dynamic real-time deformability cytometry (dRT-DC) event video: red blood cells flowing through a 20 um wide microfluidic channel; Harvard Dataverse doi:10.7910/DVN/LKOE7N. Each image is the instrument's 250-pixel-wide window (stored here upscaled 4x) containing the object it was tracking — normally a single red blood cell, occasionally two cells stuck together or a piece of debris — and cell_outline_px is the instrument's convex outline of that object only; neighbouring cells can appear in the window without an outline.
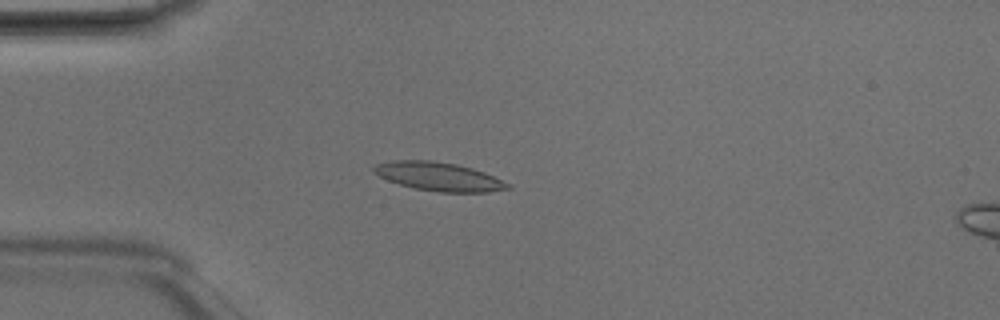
{"species": "Egyptian fruit bat (a non-hibernating species)", "species_latin": "Rousettus aegyptiacus", "temperature_condition": "room temperature", "stored_images_in_passage": 4, "camera_frame_rate_fps": 3000, "um_per_image_px": 0.085, "animal": {"sex": "male"}, "frame": {"image": 1, "passage_image": 3, "time_ms": 0.667, "image_size_px": [1000, 320], "cell_outline_px": [[512, 188], [488, 192], [440, 192], [416, 188], [400, 184], [388, 180], [372, 172], [372, 168], [376, 164], [392, 160], [432, 160], [456, 164], [472, 168], [484, 172], [512, 184]], "centroid_in_image_um": [37.32, 15.0], "position_along_channel_um": 47.7, "area_um2": 22.31}}